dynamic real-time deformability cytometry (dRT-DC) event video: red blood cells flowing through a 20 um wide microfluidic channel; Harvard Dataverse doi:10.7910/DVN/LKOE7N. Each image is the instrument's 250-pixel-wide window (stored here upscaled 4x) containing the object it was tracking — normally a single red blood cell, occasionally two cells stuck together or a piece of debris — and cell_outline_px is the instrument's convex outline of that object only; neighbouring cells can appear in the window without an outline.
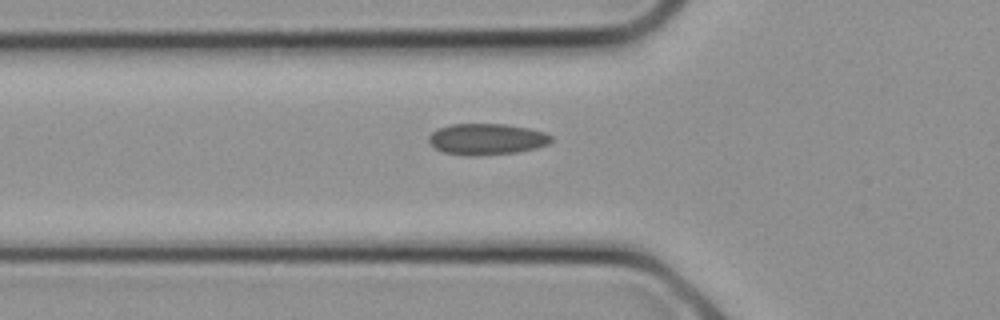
{"species": "common noctule bat (a hibernating species)", "species_latin": "Nyctalus noctula", "temperature_condition": "cold", "stored_images_in_passage": 4, "camera_frame_rate_fps": 3000, "um_per_image_px": 0.085, "animal": {"sex": "female", "body_mass_g": 21.9}, "frame": {"image": 1, "passage_image": 2, "time_ms": 0.333, "image_size_px": [1000, 320], "cell_outline_px": [[552, 140], [548, 144], [536, 148], [516, 152], [480, 156], [464, 156], [444, 152], [436, 148], [428, 140], [428, 136], [432, 132], [440, 128], [452, 124], [504, 124], [528, 128], [544, 132], [552, 136]], "centroid_in_image_um": [41.37, 11.84], "position_along_channel_um": 84.4, "area_um2": 22.25}}
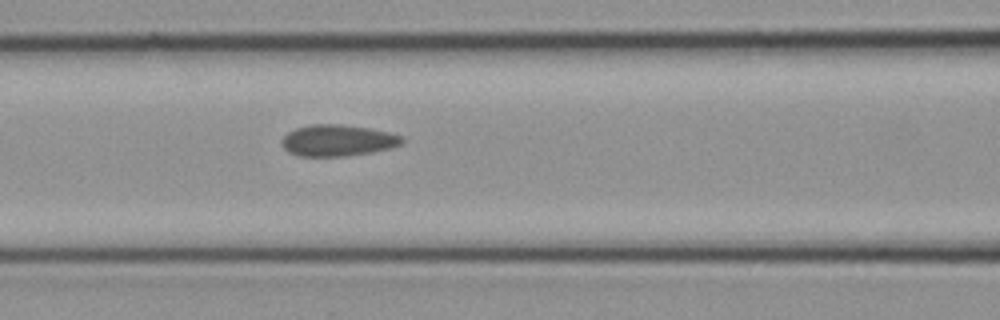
{"frame": {"image": 2, "passage_image": 4, "time_ms": 1.0, "image_size_px": [1000, 320], "cell_outline_px": [[404, 140], [400, 144], [388, 148], [372, 152], [348, 156], [296, 156], [288, 152], [280, 144], [280, 140], [288, 132], [296, 128], [312, 124], [336, 124], [368, 128], [388, 132], [404, 136]], "centroid_in_image_um": [28.66, 11.94], "position_along_channel_um": 137.9, "area_um2": 22.02}}